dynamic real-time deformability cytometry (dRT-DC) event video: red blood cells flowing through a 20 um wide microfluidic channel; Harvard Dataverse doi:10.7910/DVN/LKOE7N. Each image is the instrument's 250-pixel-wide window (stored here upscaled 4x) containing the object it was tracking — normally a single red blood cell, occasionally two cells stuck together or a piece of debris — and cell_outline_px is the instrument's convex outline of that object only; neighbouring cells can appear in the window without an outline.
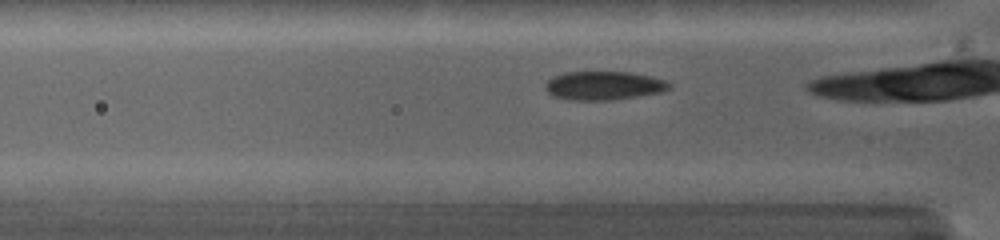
{"species": "common noctule bat (a hibernating species)", "species_latin": "Nyctalus noctula", "temperature_condition": "warm", "stored_images_in_passage": 61, "camera_frame_rate_fps": 5000, "um_per_image_px": 0.085, "animal": {"sex": "female", "body_mass_g": 19.0, "forearm_length_mm": 53.3}, "frame": {"image": 1, "passage_image": 5, "time_ms": 0.6, "image_size_px": [1000, 240], "cell_outline_px": [[672, 88], [664, 92], [612, 100], [568, 100], [552, 96], [544, 88], [544, 84], [552, 76], [564, 72], [628, 72], [652, 76], [664, 80], [672, 84]], "centroid_in_image_um": [51.32, 7.28], "position_along_channel_um": 74.5, "area_um2": 21.04}}
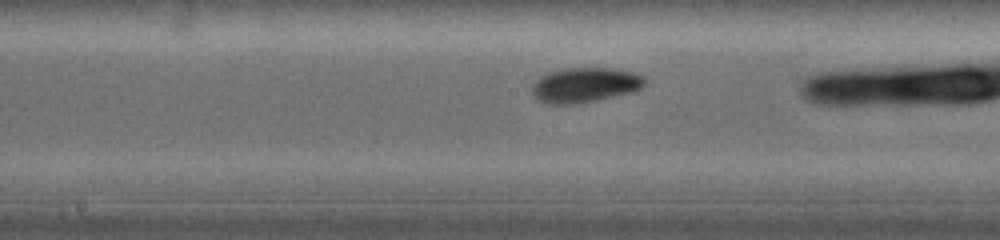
{"frame": {"image": 2, "passage_image": 25, "time_ms": 3.6, "image_size_px": [1000, 240], "cell_outline_px": [[644, 84], [640, 88], [632, 92], [596, 100], [576, 104], [544, 104], [536, 100], [532, 96], [532, 84], [540, 76], [548, 72], [568, 68], [612, 68], [632, 72], [644, 76]], "centroid_in_image_um": [49.65, 7.23], "position_along_channel_um": 198.5, "area_um2": 23.0}}
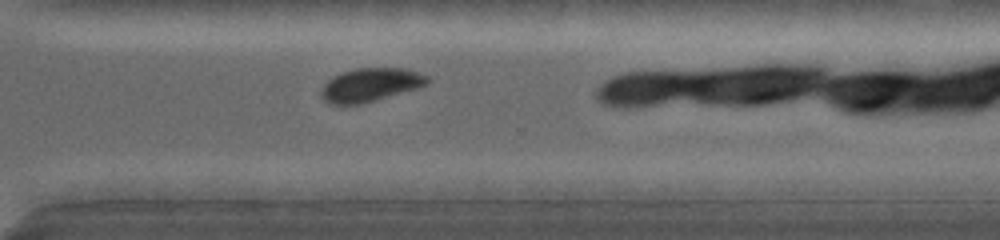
{"frame": {"image": 3, "passage_image": 47, "time_ms": 7.0, "image_size_px": [1000, 240], "cell_outline_px": [[428, 84], [420, 88], [360, 104], [328, 104], [320, 96], [320, 88], [332, 76], [356, 68], [404, 68], [428, 76]], "centroid_in_image_um": [31.46, 7.22], "position_along_channel_um": 339.1, "area_um2": 20.75}}